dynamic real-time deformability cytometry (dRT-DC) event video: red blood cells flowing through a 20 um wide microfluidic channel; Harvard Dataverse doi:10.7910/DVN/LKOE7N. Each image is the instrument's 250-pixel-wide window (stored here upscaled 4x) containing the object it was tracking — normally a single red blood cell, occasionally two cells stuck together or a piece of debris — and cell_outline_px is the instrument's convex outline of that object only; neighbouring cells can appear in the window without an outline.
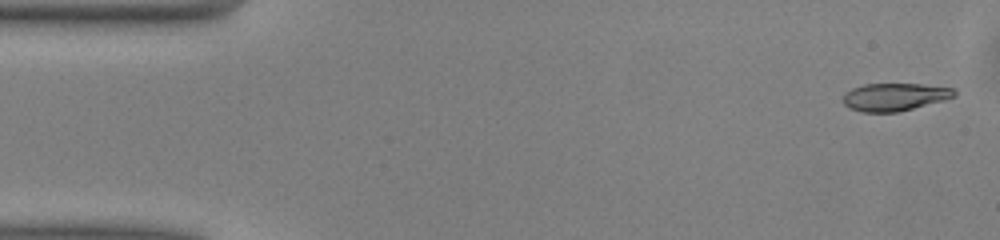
{"species": "common noctule bat (a hibernating species)", "species_latin": "Nyctalus noctula", "temperature_condition": "warm", "stored_images_in_passage": 50, "camera_frame_rate_fps": 3000, "um_per_image_px": 0.085, "animal": {"sex": "male", "body_mass_g": 13.0, "forearm_length_mm": 53.1}, "frame": {"image": 1, "passage_image": 2, "time_ms": 0.333, "image_size_px": [1000, 240], "cell_outline_px": [[956, 96], [944, 100], [896, 112], [864, 112], [848, 108], [844, 104], [844, 92], [852, 88], [864, 84], [920, 84], [956, 88]], "centroid_in_image_um": [76.04, 8.23], "position_along_channel_um": 9.0, "area_um2": 17.92}}
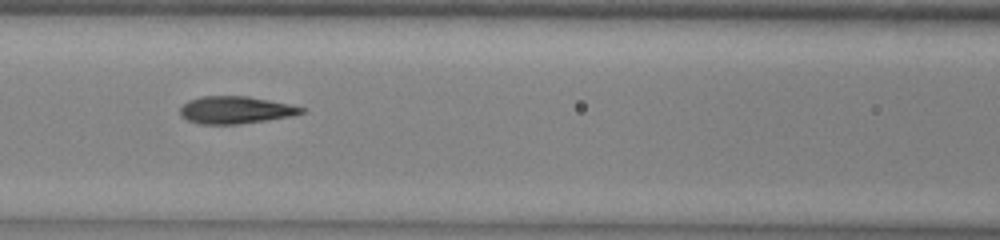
{"frame": {"image": 2, "passage_image": 21, "time_ms": 6.667, "image_size_px": [1000, 240], "cell_outline_px": [[308, 108], [304, 112], [292, 116], [268, 120], [236, 124], [200, 124], [188, 120], [180, 116], [180, 108], [188, 100], [200, 96], [248, 96]], "centroid_in_image_um": [20.02, 9.35], "position_along_channel_um": 146.6, "area_um2": 19.36}}
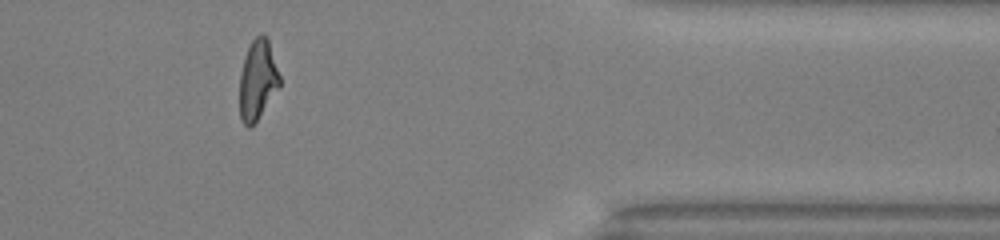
{"frame": {"image": 3, "passage_image": 41, "time_ms": 13.333, "image_size_px": [1000, 240], "cell_outline_px": [[280, 88], [256, 120], [248, 128], [240, 120], [240, 72], [244, 56], [252, 40], [260, 32], [268, 36], [280, 76]], "centroid_in_image_um": [21.91, 6.74], "position_along_channel_um": 389.5, "area_um2": 18.84}, "authors_computed_cell_mechanics": {"area_um2": 19.2474, "velocity_mm_per_s": 4.0755, "shape_relaxation_time_tau1_ms": 3.8876, "shape_relaxation_time_tau2_ms": 1.2718, "deformation_change_tau1": 0.1773, "deformation_change_tau2": 0.0863}}